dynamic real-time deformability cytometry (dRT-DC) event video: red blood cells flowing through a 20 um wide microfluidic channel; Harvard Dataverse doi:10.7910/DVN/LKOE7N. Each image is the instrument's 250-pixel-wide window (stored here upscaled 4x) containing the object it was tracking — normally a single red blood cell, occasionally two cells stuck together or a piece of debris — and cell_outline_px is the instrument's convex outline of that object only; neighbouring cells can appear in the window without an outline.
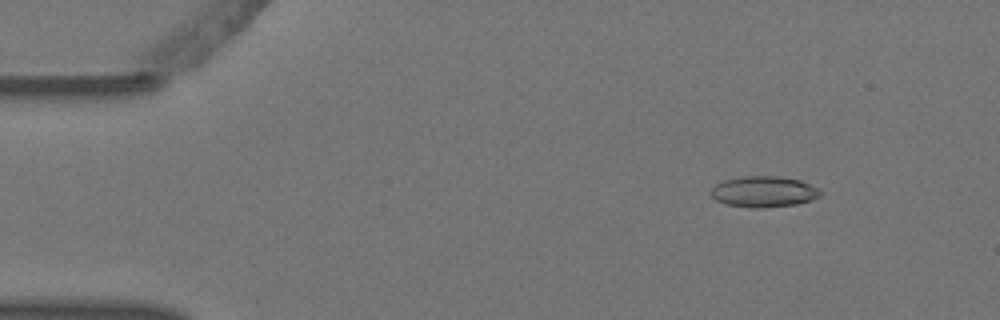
{"species": "Egyptian fruit bat (a non-hibernating species)", "species_latin": "Rousettus aegyptiacus", "temperature_condition": "warm", "stored_images_in_passage": 5, "camera_frame_rate_fps": 3000, "um_per_image_px": 0.085, "animal": {"sex": "female"}, "frame": {"image": 1, "passage_image": 2, "time_ms": 0.333, "image_size_px": [1000, 320], "cell_outline_px": [[824, 192], [820, 196], [812, 200], [796, 204], [764, 208], [752, 208], [724, 204], [716, 200], [712, 196], [712, 188], [716, 184], [724, 180], [744, 176], [776, 176], [800, 180]], "centroid_in_image_um": [64.92, 16.3], "position_along_channel_um": 20.1, "area_um2": 19.71}}
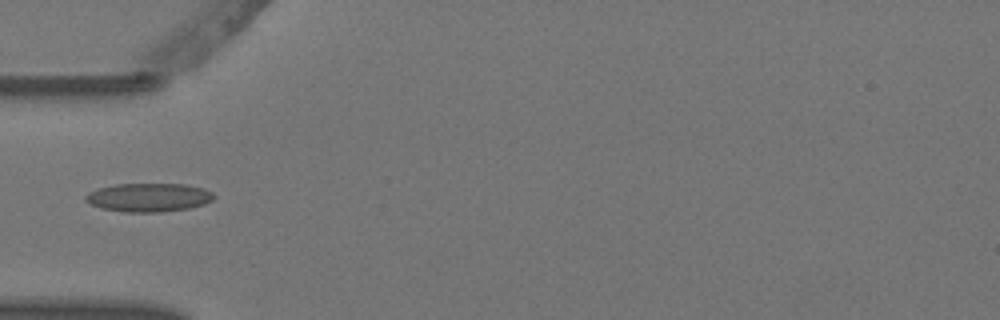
{"frame": {"image": 2, "passage_image": 5, "time_ms": 1.333, "image_size_px": [1000, 320], "cell_outline_px": [[216, 196], [212, 200], [204, 204], [188, 208], [160, 212], [124, 212], [100, 208], [84, 200], [84, 196], [88, 192], [100, 188], [116, 184], [184, 184], [204, 188], [212, 192]], "centroid_in_image_um": [12.64, 16.78], "position_along_channel_um": 72.4, "area_um2": 21.39}}